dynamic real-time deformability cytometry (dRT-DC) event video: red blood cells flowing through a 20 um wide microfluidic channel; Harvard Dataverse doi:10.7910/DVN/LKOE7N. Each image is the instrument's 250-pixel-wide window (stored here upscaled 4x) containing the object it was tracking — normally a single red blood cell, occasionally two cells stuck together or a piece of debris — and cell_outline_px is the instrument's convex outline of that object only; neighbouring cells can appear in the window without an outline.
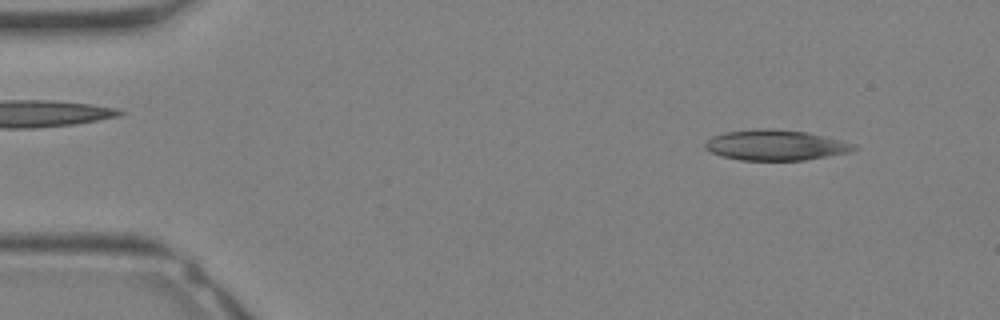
{"species": "Egyptian fruit bat (a non-hibernating species)", "species_latin": "Rousettus aegyptiacus", "temperature_condition": "warm", "stored_images_in_passage": 33, "camera_frame_rate_fps": 3000, "um_per_image_px": 0.085, "animal": {"sex": "female"}, "frame": {"image": 1, "passage_image": 3, "time_ms": 0.667, "image_size_px": [1000, 320], "cell_outline_px": [[860, 148], [848, 152], [804, 160], [740, 160], [720, 156], [704, 148], [704, 144], [712, 136], [724, 132], [756, 128], [772, 128], [808, 132], [856, 144]], "centroid_in_image_um": [65.91, 12.32], "position_along_channel_um": 19.1, "area_um2": 26.53}}
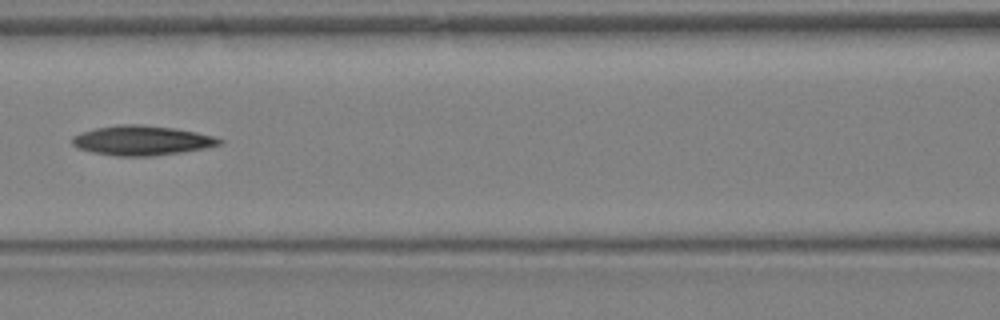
{"frame": {"image": 2, "passage_image": 14, "time_ms": 4.333, "image_size_px": [1000, 320], "cell_outline_px": [[224, 140], [220, 144], [204, 148], [180, 152], [152, 156], [116, 156], [92, 152], [76, 148], [72, 144], [72, 136], [80, 132], [96, 128], [116, 124], [144, 124], [176, 128], [196, 132], [212, 136]], "centroid_in_image_um": [12.0, 11.93], "position_along_channel_um": 154.6, "area_um2": 25.55}}
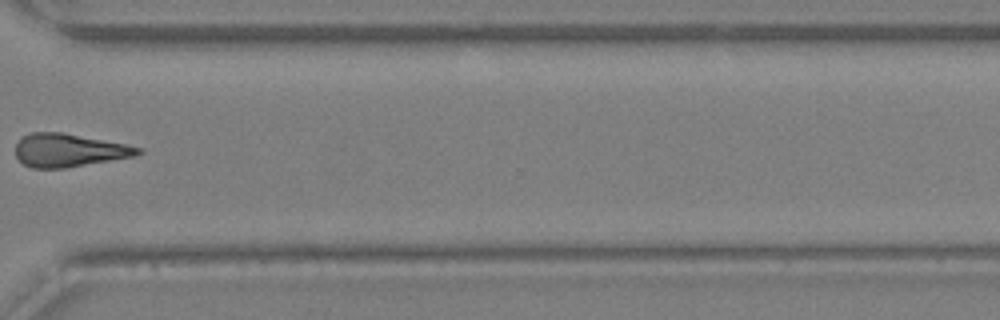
{"frame": {"image": 3, "passage_image": 24, "time_ms": 7.667, "image_size_px": [1000, 320], "cell_outline_px": [[144, 152], [132, 156], [64, 168], [32, 168], [24, 164], [16, 156], [16, 144], [20, 136], [32, 132], [60, 132], [124, 144], [140, 148]], "centroid_in_image_um": [5.78, 12.77], "position_along_channel_um": 364.8, "area_um2": 23.24}}